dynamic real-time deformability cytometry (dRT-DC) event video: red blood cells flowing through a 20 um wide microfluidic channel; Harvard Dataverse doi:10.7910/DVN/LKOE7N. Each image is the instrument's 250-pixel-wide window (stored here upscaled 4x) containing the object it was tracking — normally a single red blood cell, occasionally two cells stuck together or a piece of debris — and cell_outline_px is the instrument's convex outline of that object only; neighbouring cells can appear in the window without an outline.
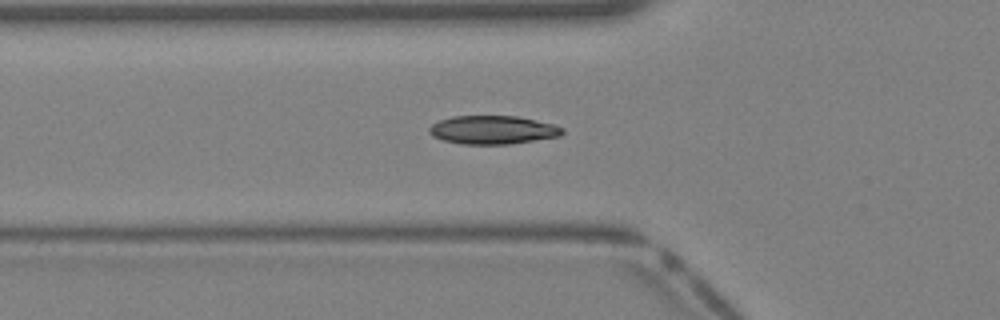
{"species": "Egyptian fruit bat (a non-hibernating species)", "species_latin": "Rousettus aegyptiacus", "temperature_condition": "warm", "stored_images_in_passage": 30, "camera_frame_rate_fps": 3000, "um_per_image_px": 0.085, "animal": {"sex": "female"}, "frame": {"image": 1, "passage_image": 7, "time_ms": 2.0, "image_size_px": [1000, 320], "cell_outline_px": [[564, 132], [560, 136], [508, 144], [460, 144], [444, 140], [432, 136], [428, 132], [428, 128], [432, 124], [440, 120], [452, 116], [516, 116], [552, 124], [564, 128]], "centroid_in_image_um": [41.85, 11.04], "position_along_channel_um": 83.9, "area_um2": 21.96}}
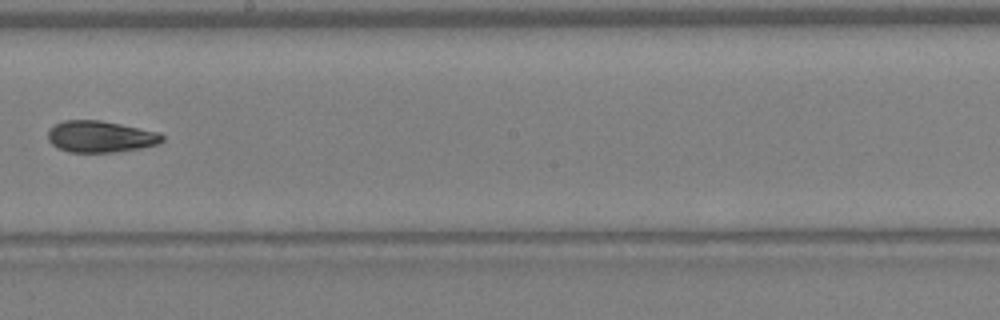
{"frame": {"image": 2, "passage_image": 16, "time_ms": 5.0, "image_size_px": [1000, 320], "cell_outline_px": [[164, 140], [160, 144], [140, 148], [116, 152], [68, 152], [56, 148], [48, 140], [48, 132], [56, 124], [64, 120], [100, 120], [160, 132], [164, 136]], "centroid_in_image_um": [8.56, 11.62], "position_along_channel_um": 239.6, "area_um2": 21.1}}
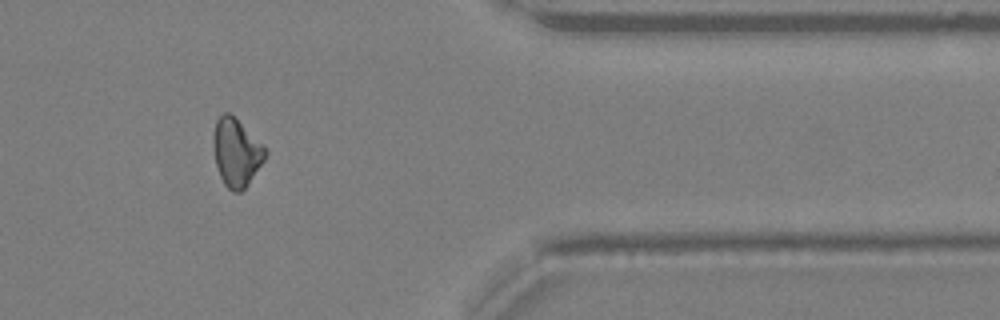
{"frame": {"image": 3, "passage_image": 26, "time_ms": 8.333, "image_size_px": [1000, 320], "cell_outline_px": [[268, 152], [264, 160], [244, 188], [240, 192], [232, 192], [224, 184], [220, 176], [216, 164], [212, 144], [212, 136], [216, 120], [224, 112], [228, 112], [264, 144], [268, 148]], "centroid_in_image_um": [20.08, 12.94], "position_along_channel_um": 391.3, "area_um2": 20.52}}